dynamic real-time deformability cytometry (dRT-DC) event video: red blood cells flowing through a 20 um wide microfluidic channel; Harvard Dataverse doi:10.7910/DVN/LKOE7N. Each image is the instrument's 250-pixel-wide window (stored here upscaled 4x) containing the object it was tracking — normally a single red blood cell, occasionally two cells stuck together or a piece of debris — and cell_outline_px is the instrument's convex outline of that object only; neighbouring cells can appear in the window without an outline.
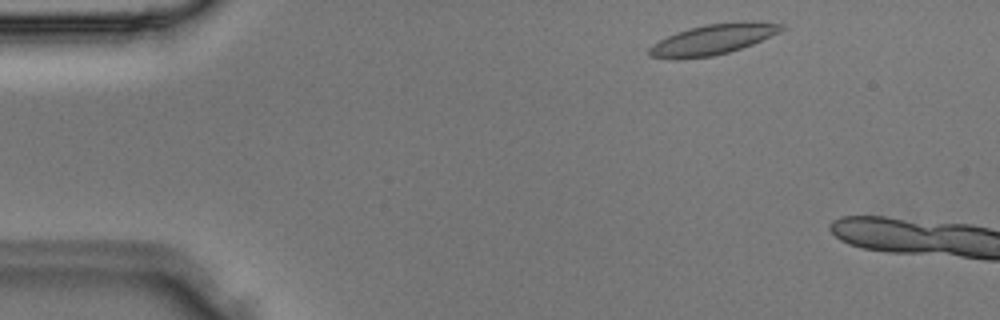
{"species": "Egyptian fruit bat (a non-hibernating species)", "species_latin": "Rousettus aegyptiacus", "temperature_condition": "room temperature", "stored_images_in_passage": 2, "camera_frame_rate_fps": 3000, "um_per_image_px": 0.085, "animal": {"sex": "male"}, "frame": {"image": 1, "passage_image": 1, "time_ms": 0.0, "image_size_px": [1000, 320], "cell_outline_px": [[784, 28], [780, 32], [752, 44], [728, 52], [712, 56], [680, 60], [676, 60], [648, 56], [648, 48], [652, 44], [676, 32], [708, 24], [744, 20], [752, 20], [784, 24]], "centroid_in_image_um": [60.59, 3.35], "position_along_channel_um": 24.4, "area_um2": 23.64}}